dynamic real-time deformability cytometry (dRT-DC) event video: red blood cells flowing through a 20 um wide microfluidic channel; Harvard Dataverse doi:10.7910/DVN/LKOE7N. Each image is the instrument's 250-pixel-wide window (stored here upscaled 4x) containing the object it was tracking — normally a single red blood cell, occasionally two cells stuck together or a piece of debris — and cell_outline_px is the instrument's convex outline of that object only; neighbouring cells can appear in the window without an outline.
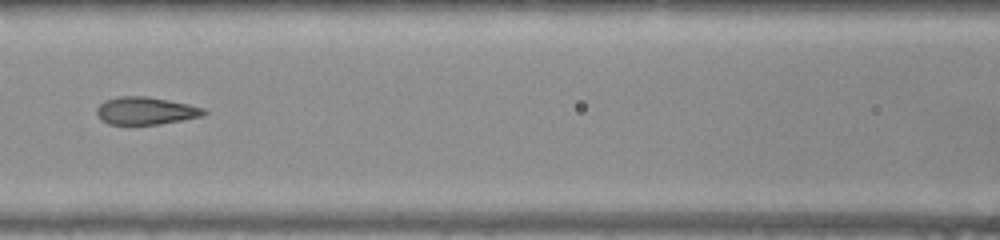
{"species": "common noctule bat (a hibernating species)", "species_latin": "Nyctalus noctula", "temperature_condition": "warm", "stored_images_in_passage": 41, "camera_frame_rate_fps": 3000, "um_per_image_px": 0.085, "animal": {"sex": "female", "body_mass_g": 22.0, "forearm_length_mm": 56.7}, "frame": {"image": 1, "passage_image": 18, "time_ms": 5.667, "image_size_px": [1000, 240], "cell_outline_px": [[208, 112], [204, 116], [160, 124], [108, 124], [100, 120], [96, 116], [96, 108], [100, 104], [108, 100], [120, 96], [148, 96], [188, 104], [204, 108]], "centroid_in_image_um": [12.39, 9.42], "position_along_channel_um": 154.2, "area_um2": 17.28}}
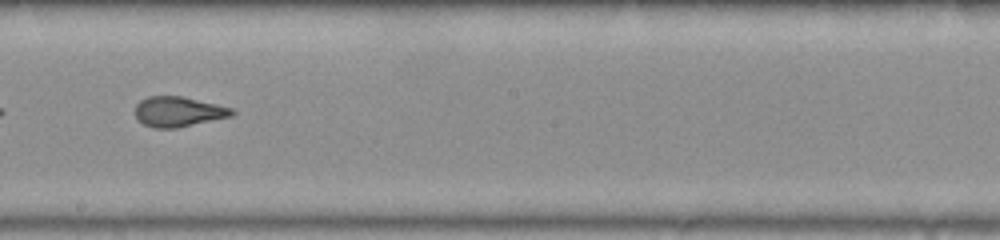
{"frame": {"image": 2, "passage_image": 24, "time_ms": 7.667, "image_size_px": [1000, 240], "cell_outline_px": [[236, 112], [232, 116], [176, 128], [152, 128], [136, 120], [136, 104], [140, 100], [148, 96], [184, 96], [232, 108]], "centroid_in_image_um": [15.14, 9.49], "position_along_channel_um": 233.1, "area_um2": 17.05}}
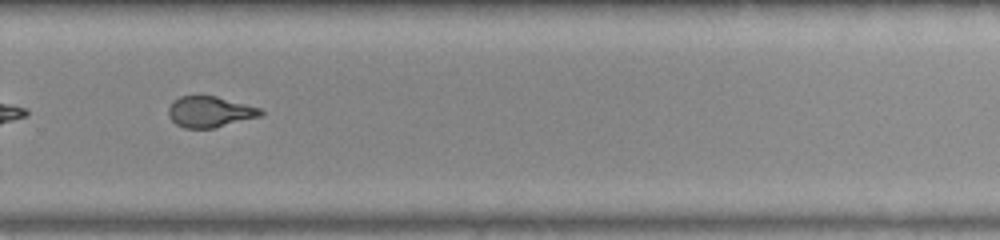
{"frame": {"image": 3, "passage_image": 30, "time_ms": 9.667, "image_size_px": [1000, 240], "cell_outline_px": [[264, 112], [260, 116], [216, 128], [184, 128], [176, 124], [168, 116], [168, 108], [180, 96], [216, 96], [260, 108]], "centroid_in_image_um": [17.84, 9.52], "position_along_channel_um": 312.0, "area_um2": 16.47}}